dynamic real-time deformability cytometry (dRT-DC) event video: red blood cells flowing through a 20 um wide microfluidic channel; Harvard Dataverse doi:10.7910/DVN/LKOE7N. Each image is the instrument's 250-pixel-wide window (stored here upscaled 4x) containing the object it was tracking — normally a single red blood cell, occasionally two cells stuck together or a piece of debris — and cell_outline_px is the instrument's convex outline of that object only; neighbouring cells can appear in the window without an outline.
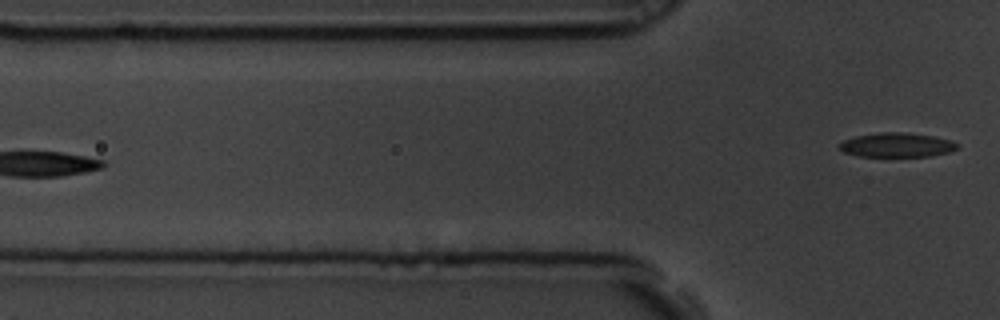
{"species": "common noctule bat (a hibernating species)", "species_latin": "Nyctalus noctula", "temperature_condition": "room temperature", "stored_images_in_passage": 5, "camera_frame_rate_fps": 3000, "um_per_image_px": 0.085, "animal": {"sex": "male", "body_mass_g": 19.5, "forearm_length_mm": 54.6}, "frame": {"image": 1, "passage_image": 5, "time_ms": 1.333, "image_size_px": [1000, 320], "cell_outline_px": [[960, 148], [948, 152], [932, 156], [860, 156], [844, 152], [836, 144], [844, 140], [856, 136], [880, 132], [904, 132], [932, 136], [952, 140], [960, 144]], "centroid_in_image_um": [76.26, 12.32], "position_along_channel_um": 49.5, "area_um2": 16.76}}